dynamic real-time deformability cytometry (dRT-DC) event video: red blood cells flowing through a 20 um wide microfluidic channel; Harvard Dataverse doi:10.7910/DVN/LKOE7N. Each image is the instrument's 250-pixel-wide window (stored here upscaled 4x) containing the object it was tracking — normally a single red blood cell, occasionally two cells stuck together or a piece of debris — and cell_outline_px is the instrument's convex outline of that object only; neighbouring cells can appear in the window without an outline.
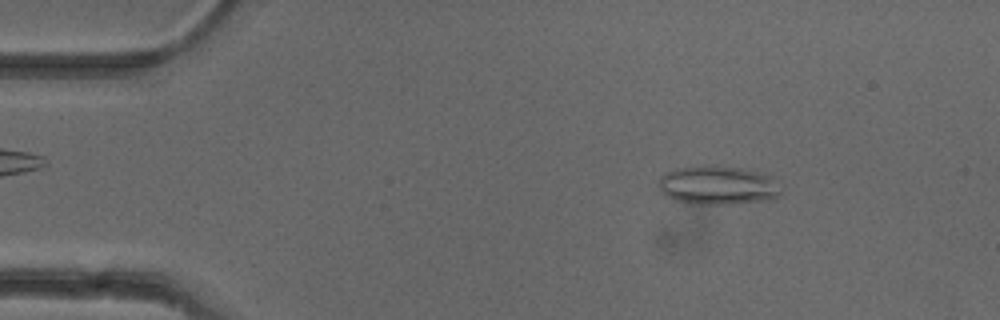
{"species": "common noctule bat (a hibernating species)", "species_latin": "Nyctalus noctula", "temperature_condition": "cold", "stored_images_in_passage": 9, "camera_frame_rate_fps": 3000, "um_per_image_px": 0.085, "animal": {"sex": "female"}, "frame": {"image": 1, "passage_image": 2, "time_ms": 0.333, "image_size_px": [1000, 320], "cell_outline_px": [[780, 192], [772, 200], [732, 204], [696, 204], [676, 200], [668, 196], [660, 188], [660, 176], [664, 172], [676, 168], [704, 164], [740, 168], [772, 176]], "centroid_in_image_um": [61.0, 15.74], "position_along_channel_um": 24.0, "area_um2": 27.57}}